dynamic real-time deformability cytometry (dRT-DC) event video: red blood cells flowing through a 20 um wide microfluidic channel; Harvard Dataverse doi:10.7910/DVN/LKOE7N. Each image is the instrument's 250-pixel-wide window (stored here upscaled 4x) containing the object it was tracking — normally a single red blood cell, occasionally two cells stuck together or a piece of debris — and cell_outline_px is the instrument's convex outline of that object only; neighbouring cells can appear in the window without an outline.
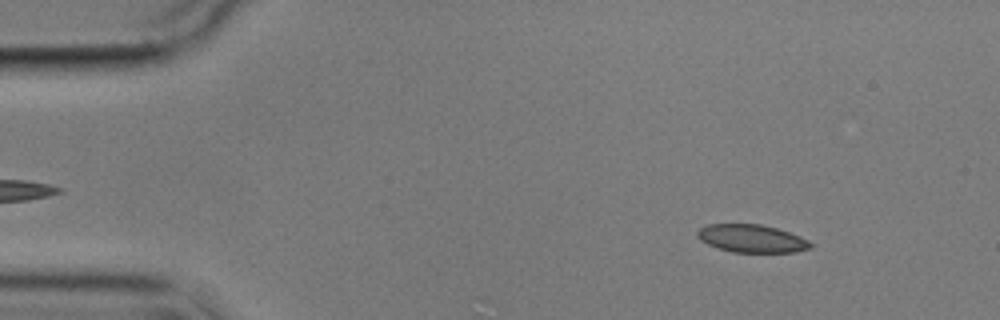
{"species": "common noctule bat (a hibernating species)", "species_latin": "Nyctalus noctula", "temperature_condition": "cold", "stored_images_in_passage": 2, "camera_frame_rate_fps": 3000, "um_per_image_px": 0.085, "animal": {"sex": "male", "body_mass_g": 17.9}, "frame": {"image": 1, "passage_image": 1, "time_ms": 0.0, "image_size_px": [1000, 320], "cell_outline_px": [[816, 244], [812, 248], [796, 252], [732, 252], [708, 244], [700, 240], [696, 236], [696, 232], [700, 228], [708, 224], [760, 224], [776, 228], [800, 236]], "centroid_in_image_um": [63.93, 20.28], "position_along_channel_um": 21.1, "area_um2": 18.44}}